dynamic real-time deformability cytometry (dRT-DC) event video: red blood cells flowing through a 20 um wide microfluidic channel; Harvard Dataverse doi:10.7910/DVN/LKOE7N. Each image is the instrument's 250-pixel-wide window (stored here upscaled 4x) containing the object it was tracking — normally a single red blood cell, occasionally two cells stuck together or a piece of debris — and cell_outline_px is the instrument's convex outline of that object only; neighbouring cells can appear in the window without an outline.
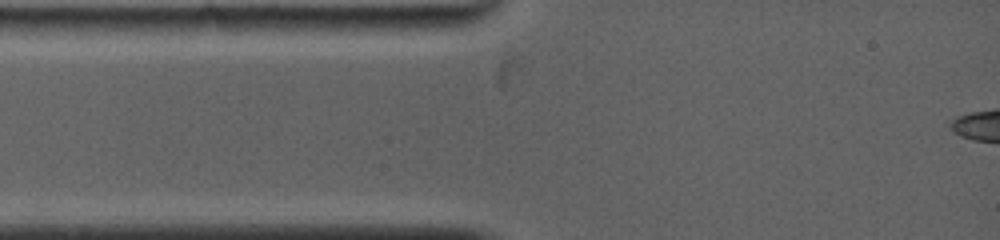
{"species": "common noctule bat (a hibernating species)", "species_latin": "Nyctalus noctula", "temperature_condition": "warm", "stored_images_in_passage": 1, "camera_frame_rate_fps": 5000, "um_per_image_px": 0.085, "animal": {"sex": "female", "body_mass_g": 19.0, "forearm_length_mm": 53.3}, "frame": {"image": 1, "passage_image": 1, "time_ms": 0.0, "image_size_px": [1000, 240], "cell_outline_px": [[248, 28], [236, 36], [88, 36], [88, 28], [96, 20], [200, 16], [240, 16], [248, 24]], "centroid_in_image_um": [14.48, 2.27], "position_along_channel_um": 70.5, "area_um2": 20.58}}